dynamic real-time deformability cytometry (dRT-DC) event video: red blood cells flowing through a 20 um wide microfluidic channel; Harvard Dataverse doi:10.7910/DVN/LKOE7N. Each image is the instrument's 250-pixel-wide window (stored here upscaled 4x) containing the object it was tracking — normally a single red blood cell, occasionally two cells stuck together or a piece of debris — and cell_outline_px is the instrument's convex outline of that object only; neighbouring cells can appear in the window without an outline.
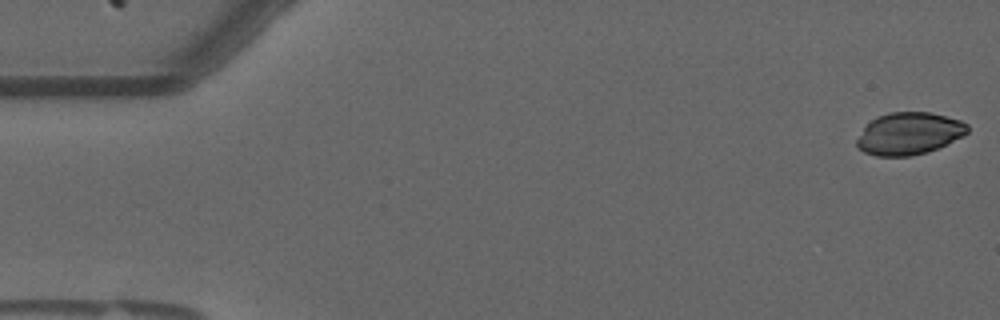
{"species": "common noctule bat (a hibernating species)", "species_latin": "Nyctalus noctula", "temperature_condition": "warm", "stored_images_in_passage": 33, "camera_frame_rate_fps": 3000, "um_per_image_px": 0.085, "animal": {"sex": "male", "forearm_length_mm": 52.5}, "frame": {"image": 1, "passage_image": 1, "time_ms": 0.0, "image_size_px": [1000, 320], "cell_outline_px": [[968, 132], [964, 136], [928, 152], [912, 156], [876, 156], [864, 152], [856, 144], [856, 140], [864, 128], [876, 116], [888, 112], [932, 112], [960, 120], [968, 124]], "centroid_in_image_um": [77.29, 11.35], "position_along_channel_um": 7.7, "area_um2": 27.28}}